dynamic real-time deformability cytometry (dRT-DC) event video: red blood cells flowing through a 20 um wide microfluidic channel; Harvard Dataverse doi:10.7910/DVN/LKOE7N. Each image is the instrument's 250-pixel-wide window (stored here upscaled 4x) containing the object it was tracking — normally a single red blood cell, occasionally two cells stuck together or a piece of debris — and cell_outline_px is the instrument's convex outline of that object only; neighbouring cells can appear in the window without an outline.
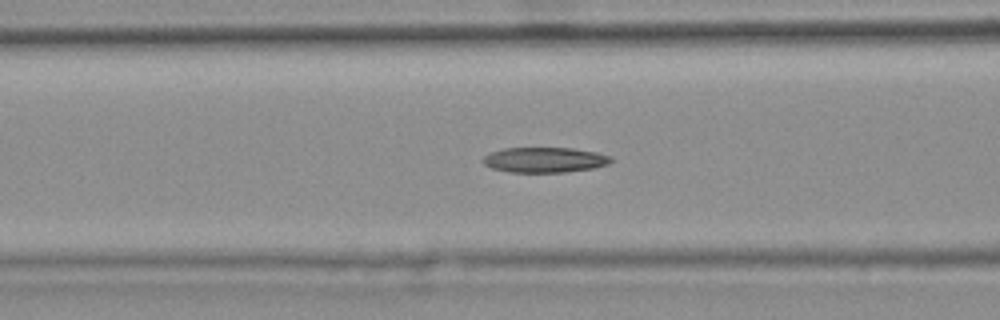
{"species": "common noctule bat (a hibernating species)", "species_latin": "Nyctalus noctula", "temperature_condition": "warm", "stored_images_in_passage": 44, "camera_frame_rate_fps": 3000, "um_per_image_px": 0.085, "animal": {"sex": "female", "body_mass_g": 25.1}, "frame": {"image": 1, "passage_image": 19, "time_ms": 6.0, "image_size_px": [1000, 320], "cell_outline_px": [[612, 160], [608, 164], [592, 168], [564, 172], [512, 172], [492, 168], [484, 164], [480, 160], [484, 156], [492, 152], [504, 148], [572, 148], [596, 152], [612, 156]], "centroid_in_image_um": [46.29, 13.58], "position_along_channel_um": 120.3, "area_um2": 18.73}, "authors_computed_cell_mechanics": {"area_um2": 19.2763, "velocity_mm_per_s": 3.7715, "shape_relaxation_time_tau1_ms": null, "shape_relaxation_time_tau2_ms": 7.321, "deformation_change_tau1": null, "deformation_change_tau2": 0.156}}